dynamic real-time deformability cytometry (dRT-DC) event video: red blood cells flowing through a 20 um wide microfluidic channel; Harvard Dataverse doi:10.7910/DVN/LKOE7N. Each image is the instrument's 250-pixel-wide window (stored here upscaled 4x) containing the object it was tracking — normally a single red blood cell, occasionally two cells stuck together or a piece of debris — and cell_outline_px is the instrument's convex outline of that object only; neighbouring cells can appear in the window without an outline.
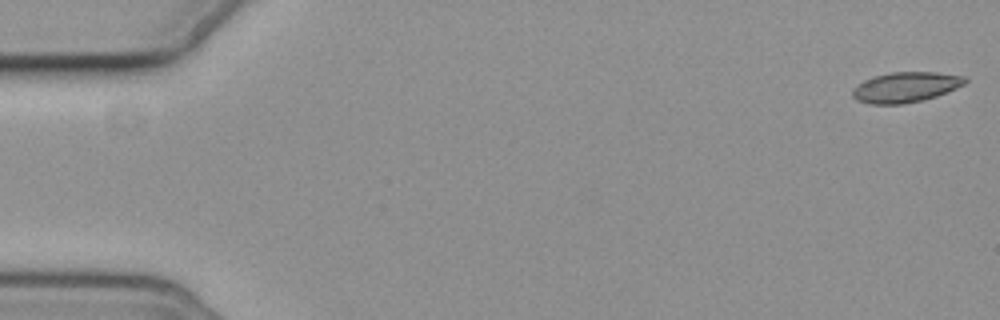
{"species": "common noctule bat (a hibernating species)", "species_latin": "Nyctalus noctula", "temperature_condition": "cold", "stored_images_in_passage": 6, "camera_frame_rate_fps": 3000, "um_per_image_px": 0.085, "animal": {"sex": "female", "body_mass_g": 19.3, "forearm_length_mm": 54.1}, "frame": {"image": 1, "passage_image": 1, "time_ms": 0.0, "image_size_px": [1000, 320], "cell_outline_px": [[968, 80], [964, 84], [956, 88], [936, 96], [924, 100], [904, 104], [872, 104], [856, 100], [852, 96], [852, 92], [864, 80], [872, 76], [892, 72], [936, 72], [964, 76]], "centroid_in_image_um": [76.99, 7.41], "position_along_channel_um": 8.0, "area_um2": 19.77}}
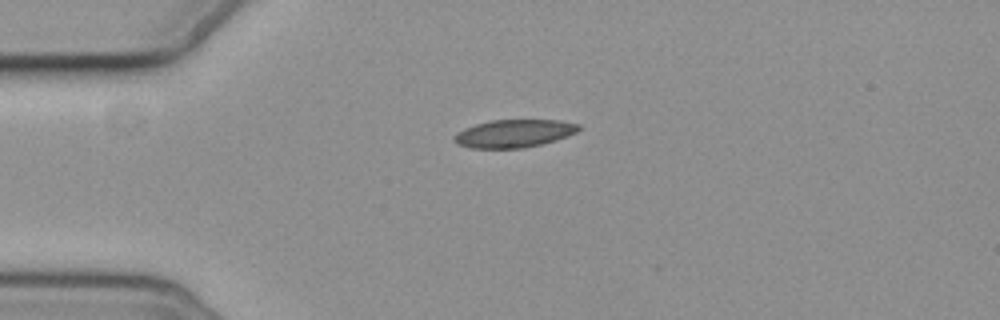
{"frame": {"image": 2, "passage_image": 4, "time_ms": 4.333, "image_size_px": [1000, 320], "cell_outline_px": [[580, 128], [576, 132], [556, 140], [524, 148], [472, 148], [456, 144], [452, 140], [452, 136], [456, 132], [464, 128], [476, 124], [492, 120], [560, 120], [580, 124]], "centroid_in_image_um": [43.65, 11.34], "position_along_channel_um": 41.4, "area_um2": 20.29}}
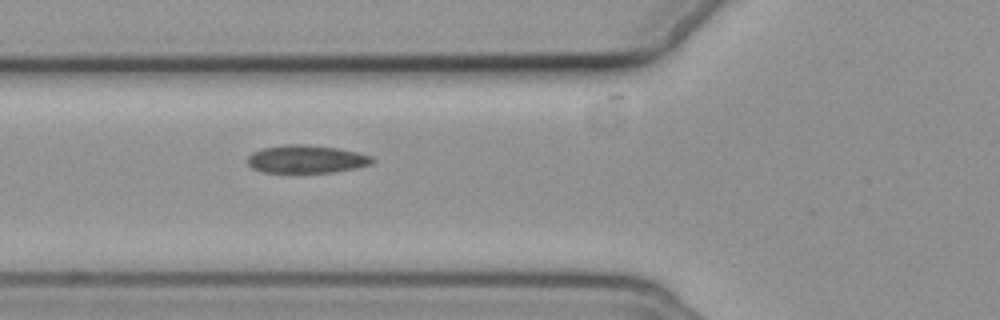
{"frame": {"image": 3, "passage_image": 6, "time_ms": 6.667, "image_size_px": [1000, 320], "cell_outline_px": [[376, 160], [372, 164], [356, 168], [332, 172], [264, 172], [252, 168], [248, 164], [248, 156], [252, 152], [260, 148], [284, 144], [304, 144], [336, 148], [356, 152], [372, 156]], "centroid_in_image_um": [26.03, 13.52], "position_along_channel_um": 99.8, "area_um2": 20.35}}